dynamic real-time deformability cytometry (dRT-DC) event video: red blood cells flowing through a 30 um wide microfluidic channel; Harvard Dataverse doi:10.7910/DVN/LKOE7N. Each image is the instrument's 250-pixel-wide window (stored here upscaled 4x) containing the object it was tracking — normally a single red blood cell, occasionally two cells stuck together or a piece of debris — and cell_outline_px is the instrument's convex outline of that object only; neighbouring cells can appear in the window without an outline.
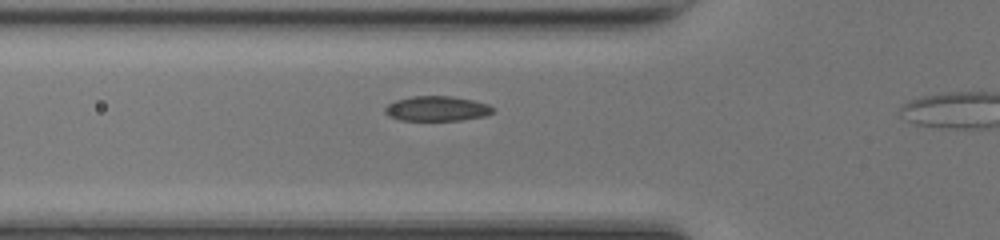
{"species": "common noctule bat (a hibernating species)", "species_latin": "Nyctalus noctula", "temperature_condition": "room temperature", "stored_images_in_passage": 28, "segment_of_instrument_passage": [1, 2], "camera_frame_rate_fps": 3000, "um_per_image_px": 0.085, "animal": {"sex": "female", "body_mass_g": 17.0, "forearm_length_mm": 48.0}, "frame": {"image": 1, "passage_image": 5, "time_ms": 1.333, "image_size_px": [1000, 240], "cell_outline_px": [[492, 112], [484, 116], [460, 120], [400, 120], [388, 116], [384, 112], [384, 108], [388, 104], [396, 100], [412, 96], [452, 96], [472, 100], [488, 104], [492, 108]], "centroid_in_image_um": [37.08, 9.23], "position_along_channel_um": 88.7, "area_um2": 15.55}}
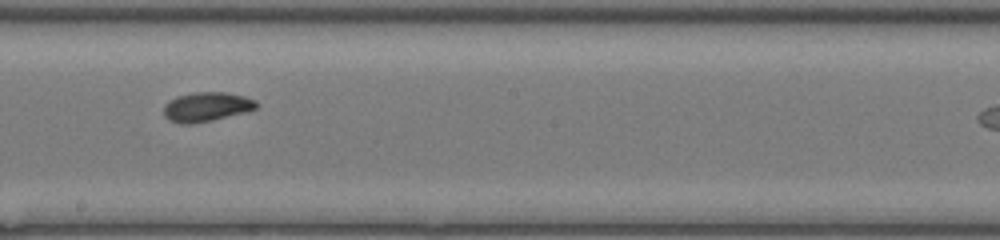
{"frame": {"image": 2, "passage_image": 15, "time_ms": 4.667, "image_size_px": [1000, 240], "cell_outline_px": [[260, 104], [256, 108], [244, 112], [212, 120], [192, 124], [180, 124], [168, 120], [164, 116], [164, 104], [168, 100], [176, 96], [192, 92], [224, 92], [244, 96], [256, 100]], "centroid_in_image_um": [17.52, 9.07], "position_along_channel_um": 230.7, "area_um2": 16.01}}
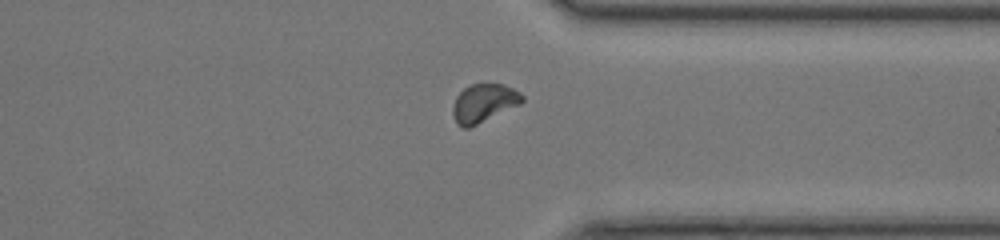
{"frame": {"image": 3, "passage_image": 25, "time_ms": 8.0, "image_size_px": [1000, 240], "cell_outline_px": [[524, 100], [520, 104], [468, 128], [464, 128], [456, 124], [452, 116], [452, 108], [456, 96], [464, 88], [472, 84], [504, 84], [520, 92], [524, 96]], "centroid_in_image_um": [41.1, 8.76], "position_along_channel_um": 370.3, "area_um2": 15.43}}